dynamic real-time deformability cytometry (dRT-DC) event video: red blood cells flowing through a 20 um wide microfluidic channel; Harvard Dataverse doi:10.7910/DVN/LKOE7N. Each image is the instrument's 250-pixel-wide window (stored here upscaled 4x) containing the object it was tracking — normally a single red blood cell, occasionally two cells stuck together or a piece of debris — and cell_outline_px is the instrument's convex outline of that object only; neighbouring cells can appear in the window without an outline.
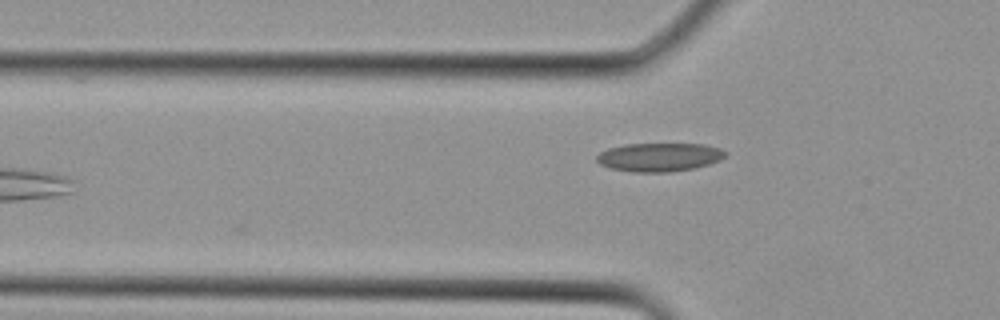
{"species": "Egyptian fruit bat (a non-hibernating species)", "species_latin": "Rousettus aegyptiacus", "temperature_condition": "cold", "stored_images_in_passage": 4, "camera_frame_rate_fps": 3000, "um_per_image_px": 0.085, "animal": {"sex": "female"}, "frame": {"image": 1, "passage_image": 4, "time_ms": 1.0, "image_size_px": [1000, 320], "cell_outline_px": [[728, 152], [720, 160], [696, 168], [668, 172], [632, 172], [612, 168], [600, 164], [596, 160], [596, 156], [600, 152], [608, 148], [624, 144], [704, 144], [720, 148]], "centroid_in_image_um": [56.04, 13.35], "position_along_channel_um": 69.8, "area_um2": 21.44}}